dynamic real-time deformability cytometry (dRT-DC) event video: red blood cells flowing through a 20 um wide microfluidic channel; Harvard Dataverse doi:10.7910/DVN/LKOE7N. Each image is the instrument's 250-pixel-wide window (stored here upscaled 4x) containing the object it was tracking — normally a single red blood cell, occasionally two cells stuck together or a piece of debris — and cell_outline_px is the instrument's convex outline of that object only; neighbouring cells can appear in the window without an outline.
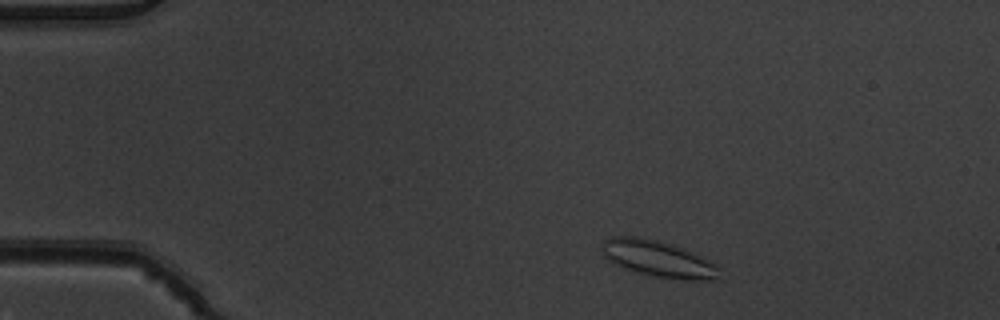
{"species": "common noctule bat (a hibernating species)", "species_latin": "Nyctalus noctula", "temperature_condition": "warm", "stored_images_in_passage": 3, "camera_frame_rate_fps": 3000, "um_per_image_px": 0.085, "animal": {"sex": "male", "body_mass_g": 19.5, "forearm_length_mm": 54.6}, "frame": {"image": 1, "passage_image": 1, "time_ms": 0.0, "image_size_px": [1000, 320], "cell_outline_px": [[720, 280], [684, 280], [652, 276], [636, 272], [624, 268], [608, 260], [604, 256], [600, 244], [604, 240], [612, 236], [636, 236], [660, 240], [684, 248], [716, 264], [720, 268]], "centroid_in_image_um": [55.96, 22.0], "position_along_channel_um": 29.0, "area_um2": 25.26}}